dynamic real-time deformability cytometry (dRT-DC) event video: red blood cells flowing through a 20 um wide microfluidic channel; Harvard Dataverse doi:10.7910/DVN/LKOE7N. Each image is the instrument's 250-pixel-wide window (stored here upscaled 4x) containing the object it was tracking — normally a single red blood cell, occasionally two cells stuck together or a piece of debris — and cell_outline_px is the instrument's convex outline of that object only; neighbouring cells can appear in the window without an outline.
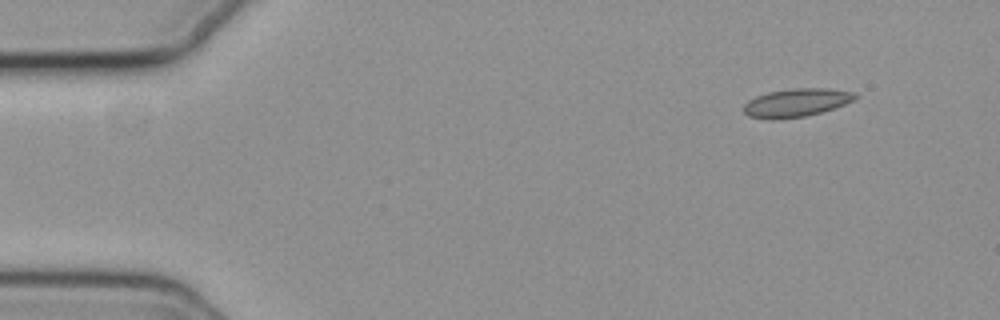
{"species": "common noctule bat (a hibernating species)", "species_latin": "Nyctalus noctula", "temperature_condition": "cold", "stored_images_in_passage": 16, "camera_frame_rate_fps": 3000, "um_per_image_px": 0.085, "animal": {"sex": "female", "body_mass_g": 19.3, "forearm_length_mm": 54.1}, "frame": {"image": 1, "passage_image": 1, "time_ms": 0.0, "image_size_px": [1000, 320], "cell_outline_px": [[860, 96], [856, 100], [820, 112], [804, 116], [772, 120], [748, 116], [744, 112], [744, 104], [748, 100], [756, 96], [768, 92], [792, 88], [828, 88], [856, 92]], "centroid_in_image_um": [67.71, 8.71], "position_along_channel_um": 17.3, "area_um2": 18.44}}
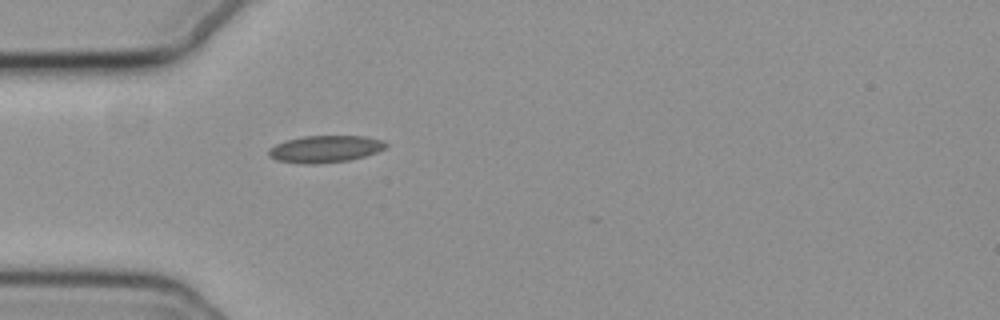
{"frame": {"image": 2, "passage_image": 12, "time_ms": 3.667, "image_size_px": [1000, 320], "cell_outline_px": [[388, 144], [384, 148], [376, 152], [364, 156], [348, 160], [312, 164], [304, 164], [276, 160], [268, 156], [268, 148], [276, 144], [288, 140], [304, 136], [364, 136], [384, 140]], "centroid_in_image_um": [27.62, 12.66], "position_along_channel_um": 57.4, "area_um2": 18.32}}